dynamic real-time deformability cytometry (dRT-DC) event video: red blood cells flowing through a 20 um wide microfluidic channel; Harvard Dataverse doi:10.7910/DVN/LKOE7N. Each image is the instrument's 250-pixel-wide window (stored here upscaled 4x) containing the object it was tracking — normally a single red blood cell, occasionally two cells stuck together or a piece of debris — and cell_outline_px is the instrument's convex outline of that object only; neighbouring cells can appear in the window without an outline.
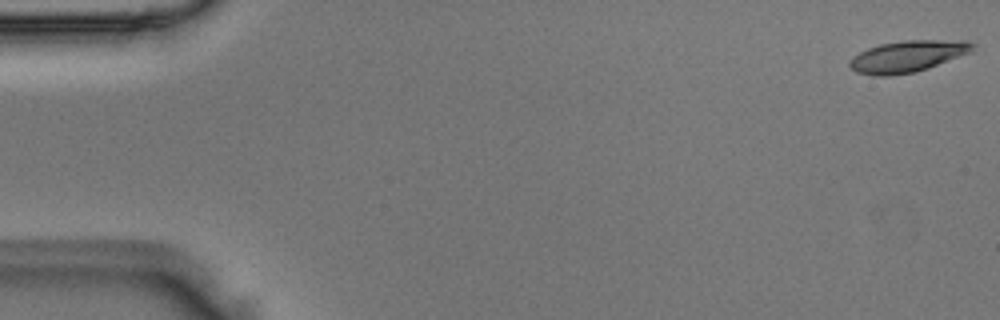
{"species": "Egyptian fruit bat (a non-hibernating species)", "species_latin": "Rousettus aegyptiacus", "temperature_condition": "room temperature", "stored_images_in_passage": 50, "camera_frame_rate_fps": 3000, "um_per_image_px": 0.085, "animal": {"sex": "male"}, "frame": {"image": 1, "passage_image": 1, "time_ms": 0.0, "image_size_px": [1000, 320], "cell_outline_px": [[976, 44], [972, 52], [928, 68], [916, 72], [888, 76], [872, 76], [856, 72], [848, 64], [848, 60], [852, 56], [868, 48], [880, 44], [904, 40], [964, 40]], "centroid_in_image_um": [77.14, 4.79], "position_along_channel_um": 7.9, "area_um2": 22.83}}
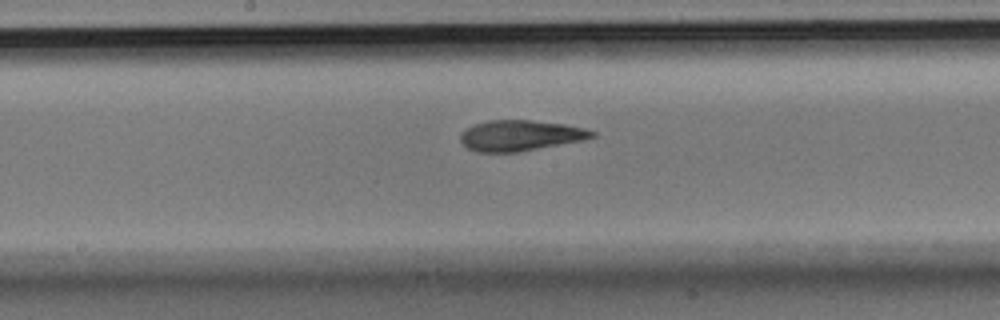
{"frame": {"image": 2, "passage_image": 26, "time_ms": 8.333, "image_size_px": [1000, 320], "cell_outline_px": [[596, 136], [580, 140], [520, 152], [476, 152], [468, 148], [460, 140], [460, 136], [472, 124], [488, 120], [532, 120], [564, 124], [584, 128], [596, 132]], "centroid_in_image_um": [44.21, 11.51], "position_along_channel_um": 204.0, "area_um2": 23.35}}
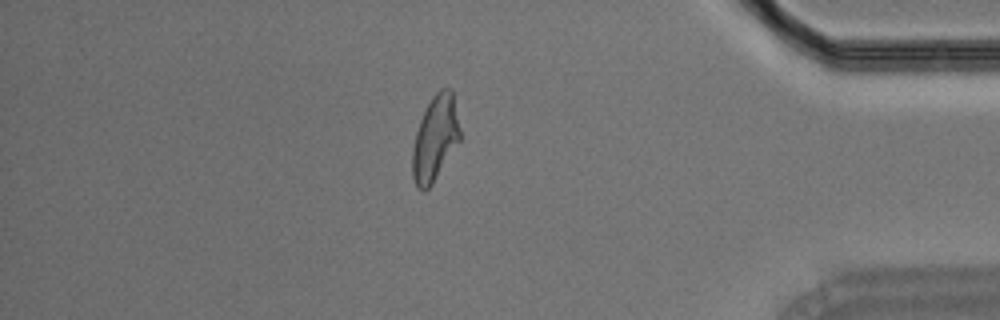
{"frame": {"image": 3, "passage_image": 43, "time_ms": 14.0, "image_size_px": [1000, 320], "cell_outline_px": [[460, 140], [432, 184], [424, 192], [416, 188], [412, 176], [412, 148], [416, 132], [420, 120], [432, 96], [440, 88], [448, 88], [452, 92], [460, 128]], "centroid_in_image_um": [36.96, 11.79], "position_along_channel_um": 398.2, "area_um2": 23.47}}